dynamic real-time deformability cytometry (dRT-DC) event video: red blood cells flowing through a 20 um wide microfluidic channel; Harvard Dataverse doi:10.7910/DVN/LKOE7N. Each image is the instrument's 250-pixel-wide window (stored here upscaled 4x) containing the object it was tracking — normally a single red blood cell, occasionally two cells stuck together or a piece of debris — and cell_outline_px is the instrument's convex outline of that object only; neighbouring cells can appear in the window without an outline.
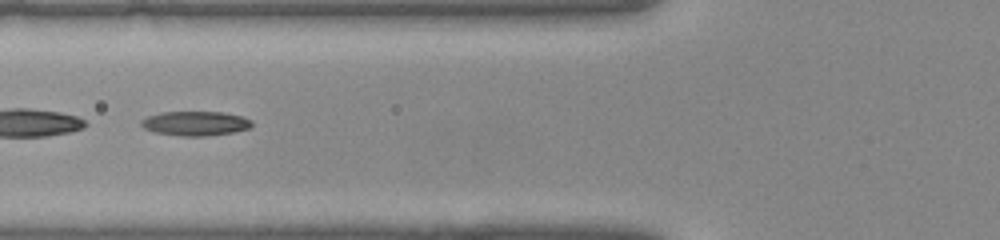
{"species": "common noctule bat (a hibernating species)", "species_latin": "Nyctalus noctula", "temperature_condition": "warm", "stored_images_in_passage": 28, "camera_frame_rate_fps": 3000, "um_per_image_px": 0.085, "animal": {"sex": "female", "body_mass_g": 22.0, "forearm_length_mm": 56.7}, "frame": {"image": 1, "passage_image": 5, "time_ms": 1.333, "image_size_px": [1000, 240], "cell_outline_px": [[252, 124], [248, 128], [232, 132], [204, 136], [184, 136], [152, 132], [144, 128], [140, 124], [140, 120], [148, 116], [160, 112], [224, 112], [240, 116], [252, 120]], "centroid_in_image_um": [16.56, 10.48], "position_along_channel_um": 109.2, "area_um2": 15.66}}